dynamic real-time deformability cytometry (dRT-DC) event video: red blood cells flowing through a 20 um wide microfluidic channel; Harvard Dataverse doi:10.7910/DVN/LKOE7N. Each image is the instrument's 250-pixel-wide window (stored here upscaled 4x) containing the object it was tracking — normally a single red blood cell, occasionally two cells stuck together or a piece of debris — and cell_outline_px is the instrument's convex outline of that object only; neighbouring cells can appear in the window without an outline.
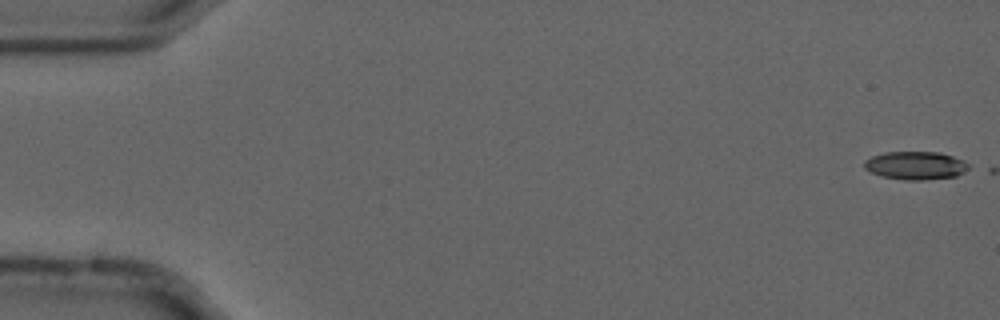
{"species": "common noctule bat (a hibernating species)", "species_latin": "Nyctalus noctula", "temperature_condition": "cold", "stored_images_in_passage": 3, "camera_frame_rate_fps": 3000, "um_per_image_px": 0.085, "animal": {"sex": "male", "forearm_length_mm": 52.5}, "frame": {"image": 1, "passage_image": 1, "time_ms": 0.0, "image_size_px": [1000, 320], "cell_outline_px": [[972, 168], [956, 176], [924, 180], [904, 180], [880, 176], [868, 172], [864, 168], [864, 160], [872, 156], [884, 152], [940, 152], [964, 160]], "centroid_in_image_um": [77.81, 14.07], "position_along_channel_um": 7.2, "area_um2": 17.4}}